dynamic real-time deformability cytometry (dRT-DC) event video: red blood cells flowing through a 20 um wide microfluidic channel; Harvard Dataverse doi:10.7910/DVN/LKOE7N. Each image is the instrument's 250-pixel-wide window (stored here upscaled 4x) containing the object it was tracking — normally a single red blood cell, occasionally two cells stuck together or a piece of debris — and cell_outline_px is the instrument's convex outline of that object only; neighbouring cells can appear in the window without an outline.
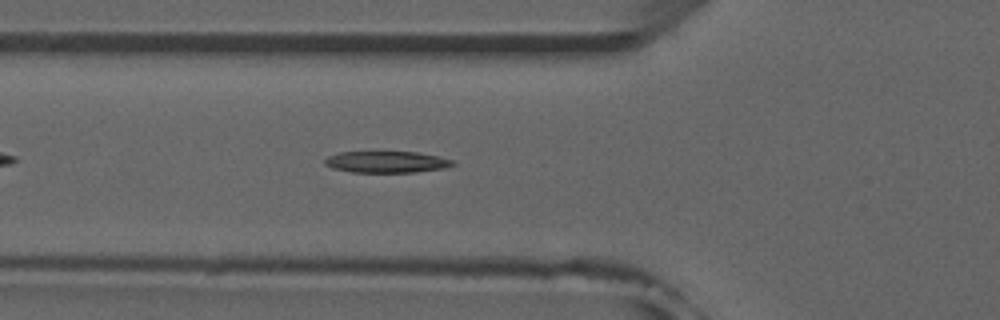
{"species": "common noctule bat (a hibernating species)", "species_latin": "Nyctalus noctula", "temperature_condition": "room temperature", "stored_images_in_passage": 40, "camera_frame_rate_fps": 3000, "um_per_image_px": 0.085, "animal": {"sex": "male", "forearm_length_mm": 52.5}, "frame": {"image": 1, "passage_image": 7, "time_ms": 2.0, "image_size_px": [1000, 320], "cell_outline_px": [[456, 164], [448, 168], [416, 172], [352, 172], [332, 168], [324, 164], [324, 160], [328, 156], [340, 152], [416, 152], [440, 156], [452, 160]], "centroid_in_image_um": [32.89, 13.77], "position_along_channel_um": 92.9, "area_um2": 16.13}, "authors_computed_cell_mechanics": {"area_um2": 16.5886, "velocity_mm_per_s": 3.9457, "shape_relaxation_time_tau1_ms": 5.4331, "shape_relaxation_time_tau2_ms": 5.4738, "deformation_change_tau1": 0.2012, "deformation_change_tau2": 0.1381}}